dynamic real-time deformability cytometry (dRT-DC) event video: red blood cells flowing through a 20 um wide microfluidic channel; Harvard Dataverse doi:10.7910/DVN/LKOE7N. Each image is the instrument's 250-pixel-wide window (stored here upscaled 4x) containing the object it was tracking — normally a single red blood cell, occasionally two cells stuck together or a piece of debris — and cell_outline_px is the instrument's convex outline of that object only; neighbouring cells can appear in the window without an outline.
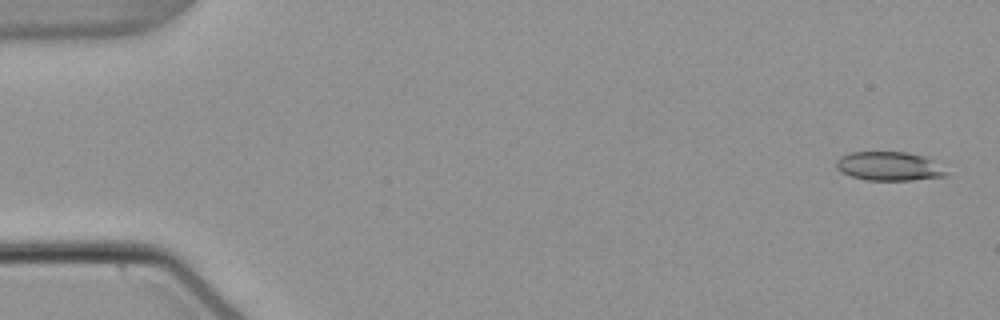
{"species": "common noctule bat (a hibernating species)", "species_latin": "Nyctalus noctula", "temperature_condition": "warm", "stored_images_in_passage": 54, "camera_frame_rate_fps": 3000, "um_per_image_px": 0.085, "animal": {"sex": "male", "body_mass_g": 21.5, "forearm_length_mm": 52.0}, "frame": {"image": 1, "passage_image": 2, "time_ms": 0.333, "image_size_px": [1000, 320], "cell_outline_px": [[948, 176], [912, 180], [868, 180], [852, 176], [840, 172], [836, 168], [836, 160], [840, 156], [852, 152], [908, 152], [928, 156], [948, 172]], "centroid_in_image_um": [75.6, 14.12], "position_along_channel_um": 9.4, "area_um2": 18.73}}
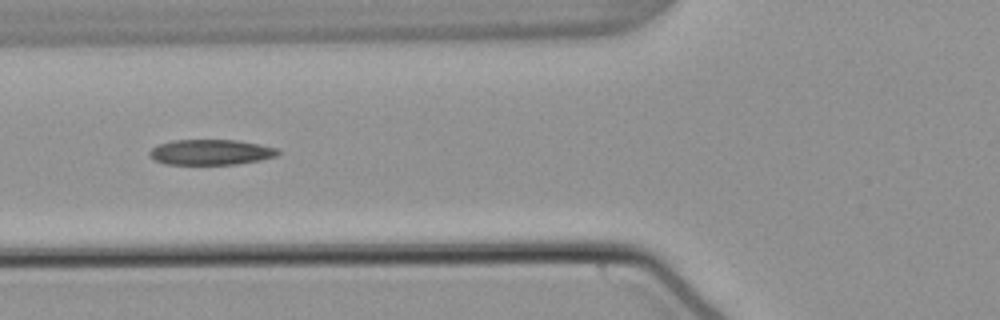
{"frame": {"image": 2, "passage_image": 21, "time_ms": 6.667, "image_size_px": [1000, 320], "cell_outline_px": [[280, 152], [276, 156], [260, 160], [236, 164], [164, 164], [156, 160], [148, 152], [152, 148], [160, 144], [172, 140], [236, 140], [260, 144], [276, 148]], "centroid_in_image_um": [17.93, 12.93], "position_along_channel_um": 107.9, "area_um2": 18.84}}
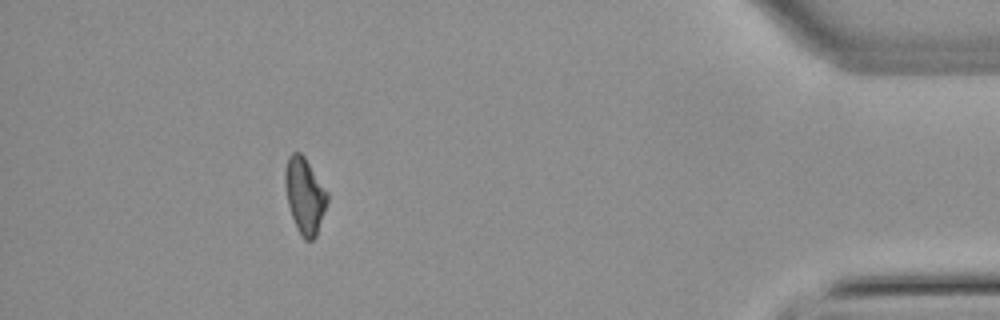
{"frame": {"image": 3, "passage_image": 49, "time_ms": 16.0, "image_size_px": [1000, 320], "cell_outline_px": [[328, 200], [316, 236], [312, 240], [304, 240], [296, 228], [288, 204], [284, 184], [284, 172], [288, 156], [292, 152], [300, 152], [304, 156], [328, 192]], "centroid_in_image_um": [25.89, 16.61], "position_along_channel_um": 409.3, "area_um2": 18.67}, "authors_computed_cell_mechanics": {"area_um2": 18.9006, "velocity_mm_per_s": 3.8218, "shape_relaxation_time_tau1_ms": null, "shape_relaxation_time_tau2_ms": 6.8474, "deformation_change_tau1": null, "deformation_change_tau2": 0.172}}